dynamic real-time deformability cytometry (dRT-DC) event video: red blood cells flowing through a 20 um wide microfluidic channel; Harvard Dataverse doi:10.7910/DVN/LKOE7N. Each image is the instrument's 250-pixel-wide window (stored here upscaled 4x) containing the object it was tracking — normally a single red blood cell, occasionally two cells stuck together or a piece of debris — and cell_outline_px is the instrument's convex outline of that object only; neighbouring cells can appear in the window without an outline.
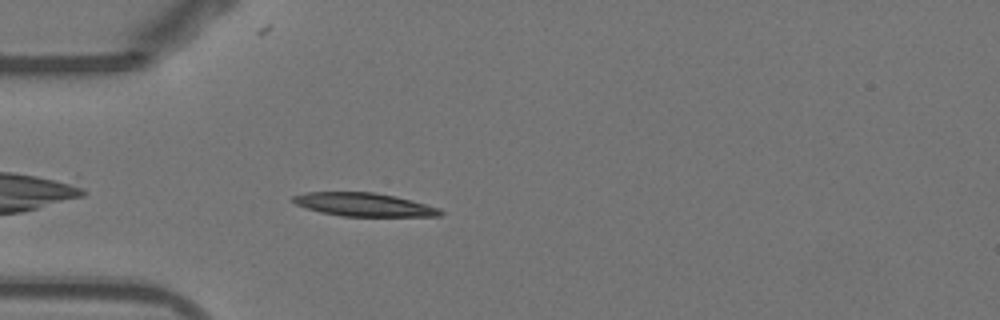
{"species": "Egyptian fruit bat (a non-hibernating species)", "species_latin": "Rousettus aegyptiacus", "temperature_condition": "warm", "stored_images_in_passage": 34, "camera_frame_rate_fps": 3000, "um_per_image_px": 0.085, "animal": {"sex": "female"}, "frame": {"image": 1, "passage_image": 3, "time_ms": 0.667, "image_size_px": [1000, 320], "cell_outline_px": [[444, 212], [440, 216], [340, 216], [320, 212], [296, 204], [292, 200], [292, 196], [308, 192], [372, 192], [396, 196], [440, 208]], "centroid_in_image_um": [30.95, 17.39], "position_along_channel_um": 54.1, "area_um2": 19.94}}
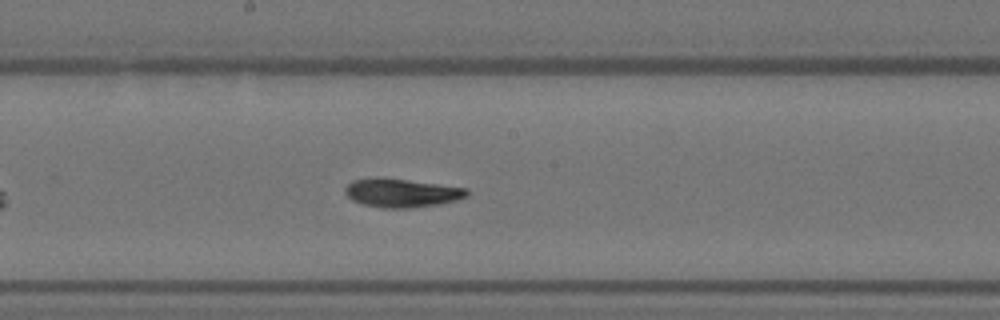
{"frame": {"image": 2, "passage_image": 16, "time_ms": 5.0, "image_size_px": [1000, 320], "cell_outline_px": [[468, 196], [456, 200], [440, 204], [412, 208], [384, 208], [364, 204], [352, 200], [344, 192], [344, 188], [352, 180], [376, 176], [380, 176], [468, 188]], "centroid_in_image_um": [34.12, 16.38], "position_along_channel_um": 214.1, "area_um2": 20.58}}
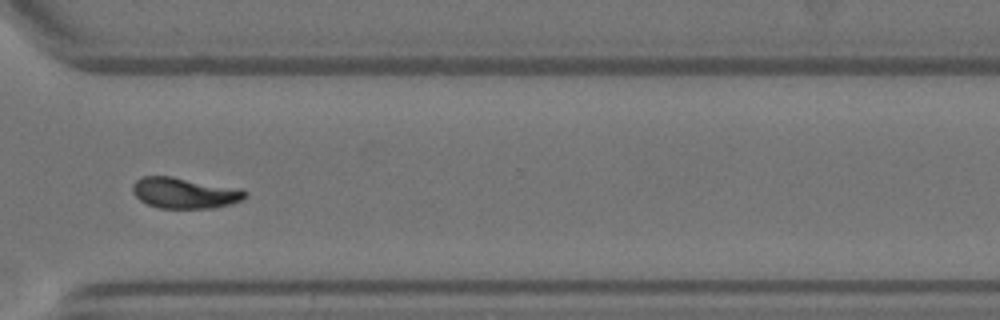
{"frame": {"image": 3, "passage_image": 27, "time_ms": 8.667, "image_size_px": [1000, 320], "cell_outline_px": [[248, 196], [232, 204], [212, 208], [160, 208], [148, 204], [140, 200], [132, 192], [132, 184], [140, 176], [172, 176], [240, 188], [248, 192]], "centroid_in_image_um": [15.7, 16.39], "position_along_channel_um": 354.9, "area_um2": 20.4}, "authors_computed_cell_mechanics": {"area_um2": 20.4901, "velocity_mm_per_s": 3.8581, "shape_relaxation_time_tau1_ms": 5.1024, "shape_relaxation_time_tau2_ms": 2.5978, "deformation_change_tau1": 0.1937, "deformation_change_tau2": 0.0695}}